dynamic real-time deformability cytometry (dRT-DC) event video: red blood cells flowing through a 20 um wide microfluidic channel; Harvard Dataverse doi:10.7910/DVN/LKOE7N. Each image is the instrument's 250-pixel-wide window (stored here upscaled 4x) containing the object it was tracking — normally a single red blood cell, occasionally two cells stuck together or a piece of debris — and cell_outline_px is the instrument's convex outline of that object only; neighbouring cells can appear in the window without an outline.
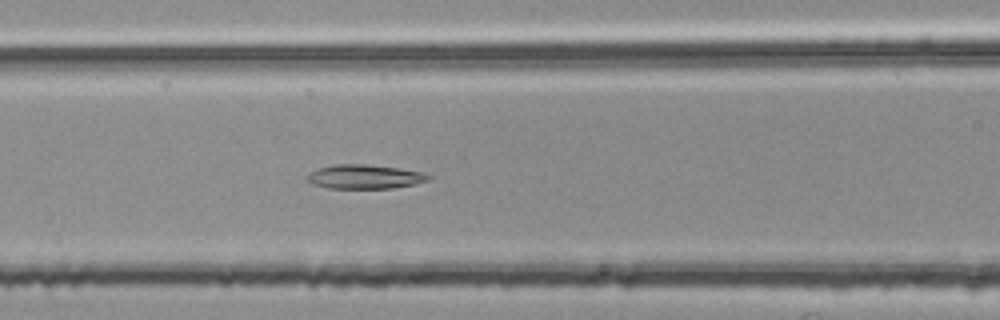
{"species": "common noctule bat (a hibernating species)", "species_latin": "Nyctalus noctula", "temperature_condition": "room temperature", "stored_images_in_passage": 43, "segment_of_instrument_passage": [2, 2], "camera_frame_rate_fps": 3000, "um_per_image_px": 0.085, "animal": {"sex": "female", "body_mass_g": 25.1}, "frame": {"image": 1, "passage_image": 22, "time_ms": 7.0, "image_size_px": [1000, 320], "cell_outline_px": [[432, 176], [428, 180], [416, 184], [392, 188], [328, 188], [312, 184], [304, 176], [320, 168], [336, 164], [364, 164], [396, 168], [424, 172]], "centroid_in_image_um": [31.01, 15.02], "position_along_channel_um": 135.6, "area_um2": 16.94}}
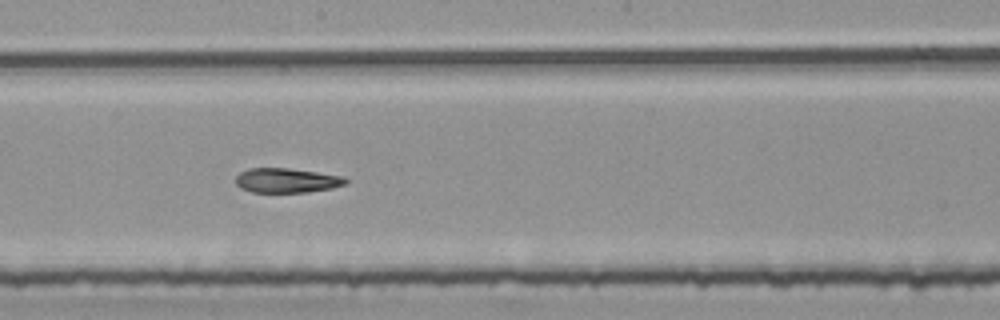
{"frame": {"image": 2, "passage_image": 29, "time_ms": 9.333, "image_size_px": [1000, 320], "cell_outline_px": [[348, 184], [332, 188], [304, 192], [252, 192], [240, 188], [236, 184], [236, 176], [240, 172], [248, 168], [288, 168], [344, 176], [348, 180]], "centroid_in_image_um": [24.37, 15.33], "position_along_channel_um": 223.8, "area_um2": 15.78}}
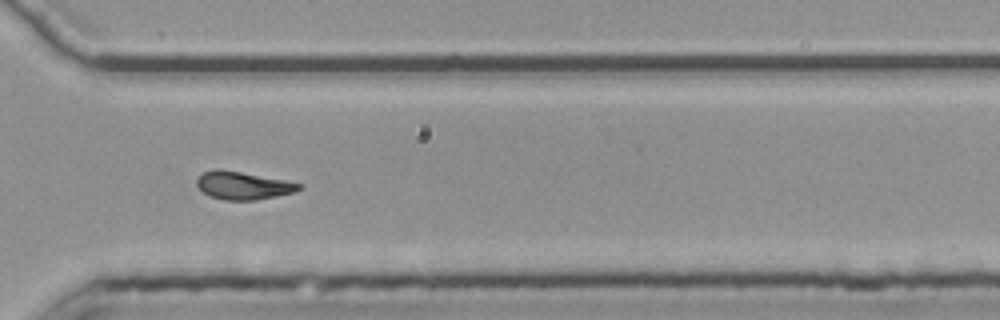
{"frame": {"image": 3, "passage_image": 39, "time_ms": 12.667, "image_size_px": [1000, 320], "cell_outline_px": [[304, 188], [292, 192], [256, 200], [224, 200], [212, 196], [204, 192], [196, 184], [196, 180], [204, 172], [216, 168], [220, 168], [284, 180], [304, 184]], "centroid_in_image_um": [20.67, 15.75], "position_along_channel_um": 349.9, "area_um2": 16.42}}